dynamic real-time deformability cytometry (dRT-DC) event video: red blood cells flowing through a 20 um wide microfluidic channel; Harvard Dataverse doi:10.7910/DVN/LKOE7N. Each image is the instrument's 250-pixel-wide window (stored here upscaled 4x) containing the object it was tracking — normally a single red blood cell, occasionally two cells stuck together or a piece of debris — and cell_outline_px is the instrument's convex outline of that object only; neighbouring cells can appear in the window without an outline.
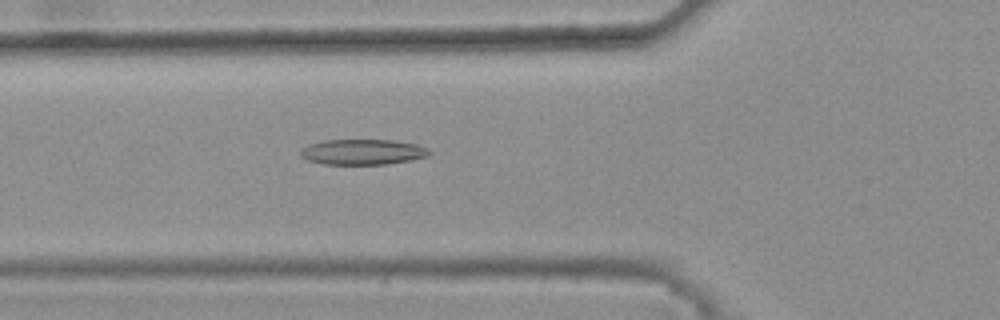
{"species": "common noctule bat (a hibernating species)", "species_latin": "Nyctalus noctula", "temperature_condition": "warm", "stored_images_in_passage": 35, "camera_frame_rate_fps": 3000, "um_per_image_px": 0.085, "animal": {"sex": "female", "body_mass_g": 25.1}, "frame": {"image": 1, "passage_image": 12, "time_ms": 3.667, "image_size_px": [1000, 320], "cell_outline_px": [[432, 152], [428, 156], [388, 164], [324, 164], [308, 160], [300, 156], [300, 152], [308, 144], [324, 140], [392, 140], [416, 144], [428, 148]], "centroid_in_image_um": [30.83, 12.91], "position_along_channel_um": 95.0, "area_um2": 19.02}}
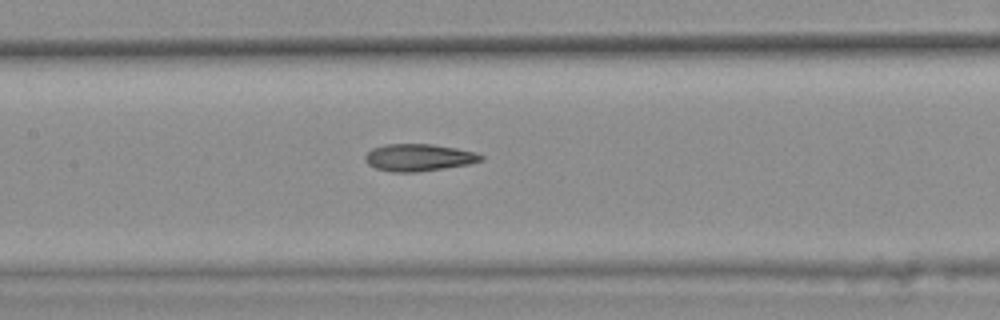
{"frame": {"image": 2, "passage_image": 18, "time_ms": 5.667, "image_size_px": [1000, 320], "cell_outline_px": [[484, 160], [468, 164], [444, 168], [416, 172], [392, 172], [376, 168], [368, 164], [364, 160], [364, 156], [372, 148], [384, 144], [432, 144], [456, 148], [476, 152], [484, 156]], "centroid_in_image_um": [35.58, 13.38], "position_along_channel_um": 171.8, "area_um2": 18.38}}
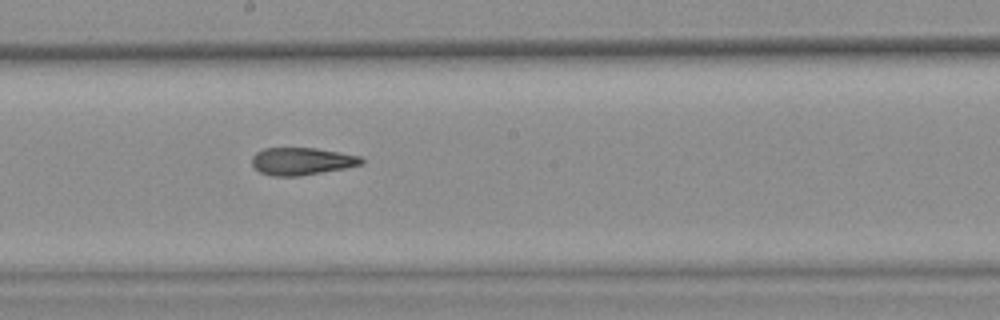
{"frame": {"image": 3, "passage_image": 22, "time_ms": 7.0, "image_size_px": [1000, 320], "cell_outline_px": [[364, 160], [360, 164], [344, 168], [296, 176], [272, 176], [260, 172], [252, 164], [252, 156], [256, 152], [264, 148], [316, 148], [360, 156]], "centroid_in_image_um": [25.6, 13.7], "position_along_channel_um": 222.6, "area_um2": 17.22}, "authors_computed_cell_mechanics": {"area_um2": 18.1492, "velocity_mm_per_s": 3.8176, "shape_relaxation_time_tau1_ms": null, "shape_relaxation_time_tau2_ms": 2.8257, "deformation_change_tau1": null, "deformation_change_tau2": 0.1235}}